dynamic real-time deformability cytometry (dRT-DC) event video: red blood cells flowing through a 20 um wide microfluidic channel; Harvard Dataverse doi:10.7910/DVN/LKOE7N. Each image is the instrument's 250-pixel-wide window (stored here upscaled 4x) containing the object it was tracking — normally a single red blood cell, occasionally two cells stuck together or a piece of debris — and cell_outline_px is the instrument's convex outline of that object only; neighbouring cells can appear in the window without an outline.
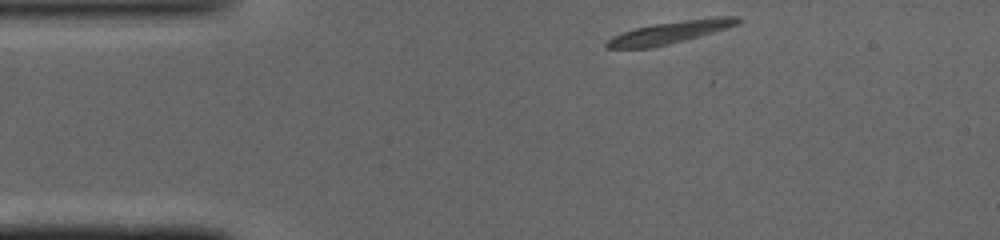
{"species": "common noctule bat (a hibernating species)", "species_latin": "Nyctalus noctula", "temperature_condition": "cold", "stored_images_in_passage": 42, "camera_frame_rate_fps": 3000, "um_per_image_px": 0.085, "animal": {"sex": "male", "body_mass_g": 19.0, "forearm_length_mm": 50.8}, "frame": {"image": 1, "passage_image": 1, "time_ms": 0.0, "image_size_px": [1000, 240], "cell_outline_px": [[744, 20], [740, 24], [700, 36], [652, 48], [604, 48], [604, 44], [612, 36], [636, 28], [652, 24], [716, 16], [736, 16]], "centroid_in_image_um": [56.99, 2.74], "position_along_channel_um": 28.0, "area_um2": 17.05}}
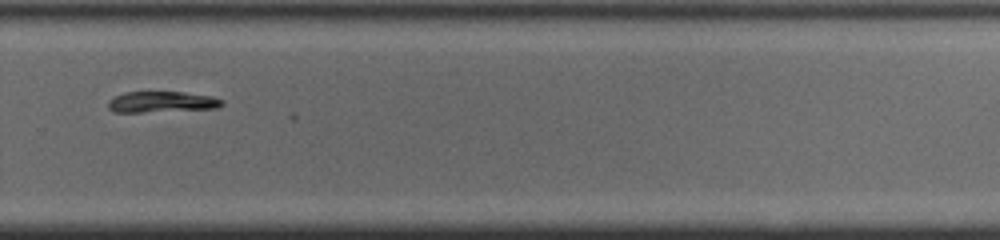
{"frame": {"image": 2, "passage_image": 26, "time_ms": 8.333, "image_size_px": [1000, 240], "cell_outline_px": [[224, 104], [220, 108], [140, 112], [116, 112], [108, 108], [108, 100], [124, 92], [184, 92], [212, 96], [224, 100]], "centroid_in_image_um": [13.79, 8.66], "position_along_channel_um": 316.0, "area_um2": 13.93}}
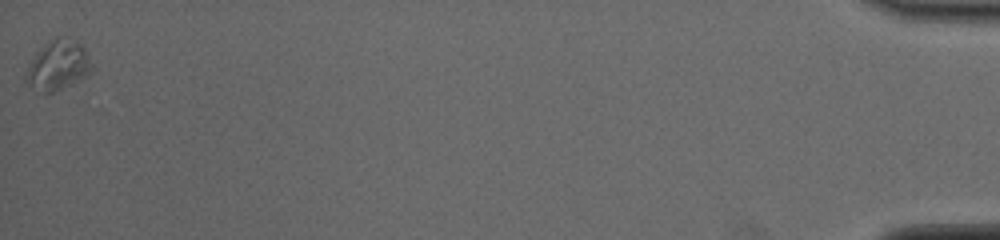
{"frame": {"image": 3, "passage_image": 42, "time_ms": 13.667, "image_size_px": [1000, 240], "cell_outline_px": [[96, 68], [92, 72], [80, 80], [52, 92], [44, 92], [32, 88], [28, 84], [24, 76], [28, 64], [36, 52], [48, 40], [76, 40], [84, 48]], "centroid_in_image_um": [4.95, 5.58], "position_along_channel_um": 430.3, "area_um2": 18.9}}